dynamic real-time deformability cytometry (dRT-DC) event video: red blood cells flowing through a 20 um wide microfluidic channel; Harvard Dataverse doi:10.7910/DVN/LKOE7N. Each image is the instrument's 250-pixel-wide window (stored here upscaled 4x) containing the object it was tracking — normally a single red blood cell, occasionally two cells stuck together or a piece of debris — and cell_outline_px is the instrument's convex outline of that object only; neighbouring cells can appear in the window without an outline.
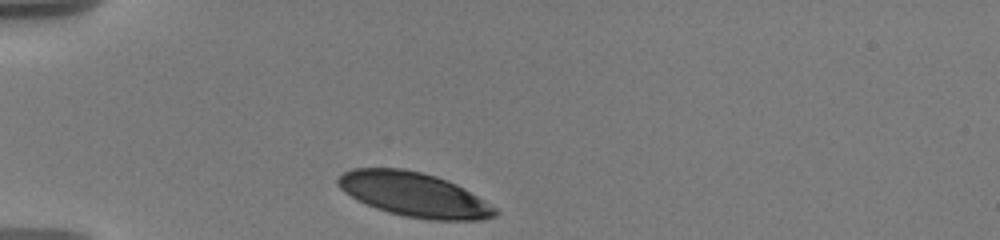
{"species": "human", "species_latin": "Homo sapiens", "temperature_condition": "warm", "stored_images_in_passage": 27, "camera_frame_rate_fps": 3000, "um_per_image_px": 0.085, "donor": {"sex": "male"}, "frame": {"image": 1, "passage_image": 1, "time_ms": 0.0, "image_size_px": [1000, 240], "cell_outline_px": [[500, 212], [496, 216], [480, 220], [432, 220], [404, 216], [388, 212], [376, 208], [344, 192], [336, 184], [336, 180], [344, 172], [352, 168], [404, 168], [436, 176], [448, 180], [456, 184], [484, 200], [496, 208]], "centroid_in_image_um": [35.21, 16.53], "position_along_channel_um": 49.8, "area_um2": 40.4}}
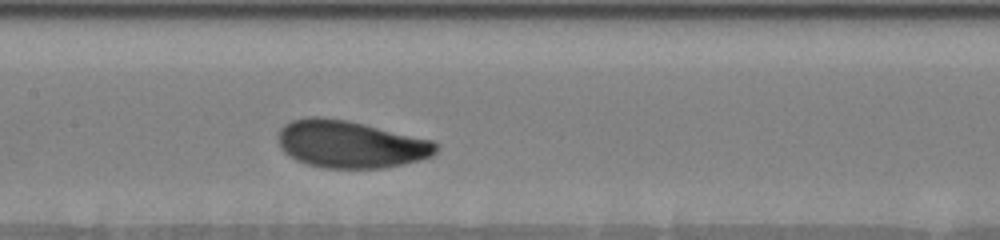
{"frame": {"image": 2, "passage_image": 10, "time_ms": 4.333, "image_size_px": [1000, 240], "cell_outline_px": [[440, 148], [432, 156], [420, 160], [404, 164], [384, 168], [324, 168], [308, 164], [296, 160], [288, 156], [280, 148], [276, 136], [280, 128], [284, 124], [292, 120], [308, 116], [320, 116], [348, 120], [432, 140], [440, 144]], "centroid_in_image_um": [29.77, 12.25], "position_along_channel_um": 177.6, "area_um2": 44.1}}
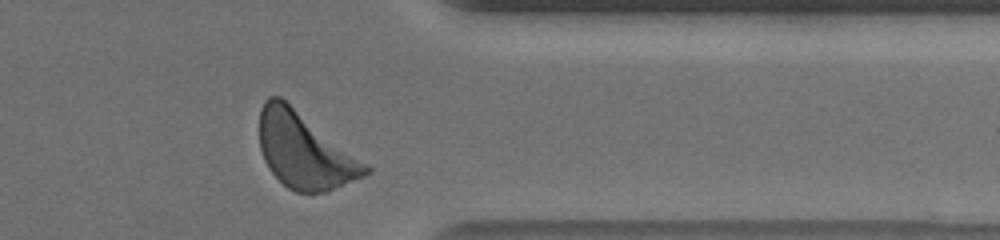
{"frame": {"image": 3, "passage_image": 26, "time_ms": 10.333, "image_size_px": [1000, 240], "cell_outline_px": [[372, 172], [364, 176], [328, 192], [296, 192], [288, 188], [268, 168], [264, 160], [260, 148], [260, 108], [264, 100], [268, 96], [280, 96], [372, 168]], "centroid_in_image_um": [25.88, 12.81], "position_along_channel_um": 385.5, "area_um2": 46.3}, "authors_computed_cell_mechanics": {"area_um2": 43.4078, "velocity_mm_per_s": 3.5493, "shape_relaxation_time_tau1_ms": 2.1879, "shape_relaxation_time_tau2_ms": null, "deformation_change_tau1": 0.1182, "deformation_change_tau2": null}}